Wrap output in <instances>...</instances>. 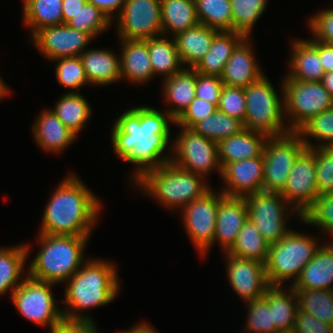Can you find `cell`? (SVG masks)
Segmentation results:
<instances>
[{
	"mask_svg": "<svg viewBox=\"0 0 333 333\" xmlns=\"http://www.w3.org/2000/svg\"><path fill=\"white\" fill-rule=\"evenodd\" d=\"M219 30L198 24L174 36L182 65L194 68L207 54Z\"/></svg>",
	"mask_w": 333,
	"mask_h": 333,
	"instance_id": "obj_28",
	"label": "cell"
},
{
	"mask_svg": "<svg viewBox=\"0 0 333 333\" xmlns=\"http://www.w3.org/2000/svg\"><path fill=\"white\" fill-rule=\"evenodd\" d=\"M31 38L35 47L51 61L80 56L93 39L89 34L67 24L41 28Z\"/></svg>",
	"mask_w": 333,
	"mask_h": 333,
	"instance_id": "obj_16",
	"label": "cell"
},
{
	"mask_svg": "<svg viewBox=\"0 0 333 333\" xmlns=\"http://www.w3.org/2000/svg\"><path fill=\"white\" fill-rule=\"evenodd\" d=\"M244 38L239 32L219 31L207 54L193 69L200 74L221 77L233 50Z\"/></svg>",
	"mask_w": 333,
	"mask_h": 333,
	"instance_id": "obj_29",
	"label": "cell"
},
{
	"mask_svg": "<svg viewBox=\"0 0 333 333\" xmlns=\"http://www.w3.org/2000/svg\"><path fill=\"white\" fill-rule=\"evenodd\" d=\"M98 198L78 176L66 175L43 211L39 233L90 236L102 208Z\"/></svg>",
	"mask_w": 333,
	"mask_h": 333,
	"instance_id": "obj_2",
	"label": "cell"
},
{
	"mask_svg": "<svg viewBox=\"0 0 333 333\" xmlns=\"http://www.w3.org/2000/svg\"><path fill=\"white\" fill-rule=\"evenodd\" d=\"M87 0H62L63 24H67L83 8Z\"/></svg>",
	"mask_w": 333,
	"mask_h": 333,
	"instance_id": "obj_55",
	"label": "cell"
},
{
	"mask_svg": "<svg viewBox=\"0 0 333 333\" xmlns=\"http://www.w3.org/2000/svg\"><path fill=\"white\" fill-rule=\"evenodd\" d=\"M224 254L227 256V278L237 295L245 303L262 298L270 286L266 277L265 263L239 258L226 252Z\"/></svg>",
	"mask_w": 333,
	"mask_h": 333,
	"instance_id": "obj_17",
	"label": "cell"
},
{
	"mask_svg": "<svg viewBox=\"0 0 333 333\" xmlns=\"http://www.w3.org/2000/svg\"><path fill=\"white\" fill-rule=\"evenodd\" d=\"M296 132L300 135L306 148L333 146V106L311 117ZM308 137L309 139L314 138L317 144L310 142Z\"/></svg>",
	"mask_w": 333,
	"mask_h": 333,
	"instance_id": "obj_38",
	"label": "cell"
},
{
	"mask_svg": "<svg viewBox=\"0 0 333 333\" xmlns=\"http://www.w3.org/2000/svg\"><path fill=\"white\" fill-rule=\"evenodd\" d=\"M217 110V106L204 99L195 97L190 105L175 120V125L191 128L195 123L211 116Z\"/></svg>",
	"mask_w": 333,
	"mask_h": 333,
	"instance_id": "obj_48",
	"label": "cell"
},
{
	"mask_svg": "<svg viewBox=\"0 0 333 333\" xmlns=\"http://www.w3.org/2000/svg\"><path fill=\"white\" fill-rule=\"evenodd\" d=\"M195 6L200 24L219 31H233L230 0H196Z\"/></svg>",
	"mask_w": 333,
	"mask_h": 333,
	"instance_id": "obj_39",
	"label": "cell"
},
{
	"mask_svg": "<svg viewBox=\"0 0 333 333\" xmlns=\"http://www.w3.org/2000/svg\"><path fill=\"white\" fill-rule=\"evenodd\" d=\"M289 60L291 80L303 82L321 81L325 71L319 58L318 49L308 39H294L291 43Z\"/></svg>",
	"mask_w": 333,
	"mask_h": 333,
	"instance_id": "obj_27",
	"label": "cell"
},
{
	"mask_svg": "<svg viewBox=\"0 0 333 333\" xmlns=\"http://www.w3.org/2000/svg\"><path fill=\"white\" fill-rule=\"evenodd\" d=\"M114 266L106 260L88 258L66 281L64 299L61 301L66 304V308L62 309L65 320L95 324L89 315L84 314V310L106 305L118 295L120 283Z\"/></svg>",
	"mask_w": 333,
	"mask_h": 333,
	"instance_id": "obj_3",
	"label": "cell"
},
{
	"mask_svg": "<svg viewBox=\"0 0 333 333\" xmlns=\"http://www.w3.org/2000/svg\"><path fill=\"white\" fill-rule=\"evenodd\" d=\"M190 129L218 143L222 139L238 134L244 127L238 119L216 110L211 116L195 123Z\"/></svg>",
	"mask_w": 333,
	"mask_h": 333,
	"instance_id": "obj_40",
	"label": "cell"
},
{
	"mask_svg": "<svg viewBox=\"0 0 333 333\" xmlns=\"http://www.w3.org/2000/svg\"><path fill=\"white\" fill-rule=\"evenodd\" d=\"M224 197L223 192L215 193L210 189L182 208L181 217L185 232L203 257L214 246L217 210Z\"/></svg>",
	"mask_w": 333,
	"mask_h": 333,
	"instance_id": "obj_13",
	"label": "cell"
},
{
	"mask_svg": "<svg viewBox=\"0 0 333 333\" xmlns=\"http://www.w3.org/2000/svg\"><path fill=\"white\" fill-rule=\"evenodd\" d=\"M233 31L250 37L251 31L267 8L268 0H230Z\"/></svg>",
	"mask_w": 333,
	"mask_h": 333,
	"instance_id": "obj_41",
	"label": "cell"
},
{
	"mask_svg": "<svg viewBox=\"0 0 333 333\" xmlns=\"http://www.w3.org/2000/svg\"><path fill=\"white\" fill-rule=\"evenodd\" d=\"M294 330L296 333H333V326L317 319L314 315L298 309Z\"/></svg>",
	"mask_w": 333,
	"mask_h": 333,
	"instance_id": "obj_51",
	"label": "cell"
},
{
	"mask_svg": "<svg viewBox=\"0 0 333 333\" xmlns=\"http://www.w3.org/2000/svg\"><path fill=\"white\" fill-rule=\"evenodd\" d=\"M275 333H296L294 329L279 330Z\"/></svg>",
	"mask_w": 333,
	"mask_h": 333,
	"instance_id": "obj_59",
	"label": "cell"
},
{
	"mask_svg": "<svg viewBox=\"0 0 333 333\" xmlns=\"http://www.w3.org/2000/svg\"><path fill=\"white\" fill-rule=\"evenodd\" d=\"M169 122L175 124L166 111L142 105L126 110L113 124L114 152L121 160L136 165L132 182L171 161V154L164 153L171 136Z\"/></svg>",
	"mask_w": 333,
	"mask_h": 333,
	"instance_id": "obj_1",
	"label": "cell"
},
{
	"mask_svg": "<svg viewBox=\"0 0 333 333\" xmlns=\"http://www.w3.org/2000/svg\"><path fill=\"white\" fill-rule=\"evenodd\" d=\"M250 40L245 37L233 50L221 76L224 85L245 88L265 75L256 61Z\"/></svg>",
	"mask_w": 333,
	"mask_h": 333,
	"instance_id": "obj_19",
	"label": "cell"
},
{
	"mask_svg": "<svg viewBox=\"0 0 333 333\" xmlns=\"http://www.w3.org/2000/svg\"><path fill=\"white\" fill-rule=\"evenodd\" d=\"M112 51L87 49L80 55L90 85H109L122 80L120 56Z\"/></svg>",
	"mask_w": 333,
	"mask_h": 333,
	"instance_id": "obj_25",
	"label": "cell"
},
{
	"mask_svg": "<svg viewBox=\"0 0 333 333\" xmlns=\"http://www.w3.org/2000/svg\"><path fill=\"white\" fill-rule=\"evenodd\" d=\"M306 148L297 132L268 137L264 149L262 191L281 193L287 183L293 164Z\"/></svg>",
	"mask_w": 333,
	"mask_h": 333,
	"instance_id": "obj_9",
	"label": "cell"
},
{
	"mask_svg": "<svg viewBox=\"0 0 333 333\" xmlns=\"http://www.w3.org/2000/svg\"><path fill=\"white\" fill-rule=\"evenodd\" d=\"M248 219V207L244 198L225 196L217 210L214 243L227 252L235 243L238 233Z\"/></svg>",
	"mask_w": 333,
	"mask_h": 333,
	"instance_id": "obj_20",
	"label": "cell"
},
{
	"mask_svg": "<svg viewBox=\"0 0 333 333\" xmlns=\"http://www.w3.org/2000/svg\"><path fill=\"white\" fill-rule=\"evenodd\" d=\"M29 244L0 248V295L11 290L12 292L22 283L28 253ZM21 280V281H20ZM20 281V282H19Z\"/></svg>",
	"mask_w": 333,
	"mask_h": 333,
	"instance_id": "obj_31",
	"label": "cell"
},
{
	"mask_svg": "<svg viewBox=\"0 0 333 333\" xmlns=\"http://www.w3.org/2000/svg\"><path fill=\"white\" fill-rule=\"evenodd\" d=\"M53 61L56 62L57 81L63 87L72 89L68 93H78L83 85H88L89 82L80 56L63 57Z\"/></svg>",
	"mask_w": 333,
	"mask_h": 333,
	"instance_id": "obj_42",
	"label": "cell"
},
{
	"mask_svg": "<svg viewBox=\"0 0 333 333\" xmlns=\"http://www.w3.org/2000/svg\"><path fill=\"white\" fill-rule=\"evenodd\" d=\"M263 168V154L259 157L225 164L222 167L221 179L226 186L221 189V192L227 197L244 198L262 191Z\"/></svg>",
	"mask_w": 333,
	"mask_h": 333,
	"instance_id": "obj_18",
	"label": "cell"
},
{
	"mask_svg": "<svg viewBox=\"0 0 333 333\" xmlns=\"http://www.w3.org/2000/svg\"><path fill=\"white\" fill-rule=\"evenodd\" d=\"M181 130L172 144L171 161L180 169L206 177L213 171L221 176L217 142L205 138L190 128ZM173 155V156H172ZM212 170V171H211Z\"/></svg>",
	"mask_w": 333,
	"mask_h": 333,
	"instance_id": "obj_12",
	"label": "cell"
},
{
	"mask_svg": "<svg viewBox=\"0 0 333 333\" xmlns=\"http://www.w3.org/2000/svg\"><path fill=\"white\" fill-rule=\"evenodd\" d=\"M269 246L256 225L248 218L240 229L235 243L226 253L266 263Z\"/></svg>",
	"mask_w": 333,
	"mask_h": 333,
	"instance_id": "obj_36",
	"label": "cell"
},
{
	"mask_svg": "<svg viewBox=\"0 0 333 333\" xmlns=\"http://www.w3.org/2000/svg\"><path fill=\"white\" fill-rule=\"evenodd\" d=\"M301 221L333 236V193L319 195L303 213Z\"/></svg>",
	"mask_w": 333,
	"mask_h": 333,
	"instance_id": "obj_43",
	"label": "cell"
},
{
	"mask_svg": "<svg viewBox=\"0 0 333 333\" xmlns=\"http://www.w3.org/2000/svg\"><path fill=\"white\" fill-rule=\"evenodd\" d=\"M51 333H99L96 324L63 319L50 328Z\"/></svg>",
	"mask_w": 333,
	"mask_h": 333,
	"instance_id": "obj_52",
	"label": "cell"
},
{
	"mask_svg": "<svg viewBox=\"0 0 333 333\" xmlns=\"http://www.w3.org/2000/svg\"><path fill=\"white\" fill-rule=\"evenodd\" d=\"M22 283L12 292L11 299L16 309L29 321L40 326L53 327L64 317L57 307L52 287L56 284L40 281L28 274Z\"/></svg>",
	"mask_w": 333,
	"mask_h": 333,
	"instance_id": "obj_10",
	"label": "cell"
},
{
	"mask_svg": "<svg viewBox=\"0 0 333 333\" xmlns=\"http://www.w3.org/2000/svg\"><path fill=\"white\" fill-rule=\"evenodd\" d=\"M162 80L164 99L172 105L166 112L176 120L195 98L196 71L184 67L180 72Z\"/></svg>",
	"mask_w": 333,
	"mask_h": 333,
	"instance_id": "obj_26",
	"label": "cell"
},
{
	"mask_svg": "<svg viewBox=\"0 0 333 333\" xmlns=\"http://www.w3.org/2000/svg\"><path fill=\"white\" fill-rule=\"evenodd\" d=\"M324 88L333 97V71L327 72L323 75L321 80Z\"/></svg>",
	"mask_w": 333,
	"mask_h": 333,
	"instance_id": "obj_57",
	"label": "cell"
},
{
	"mask_svg": "<svg viewBox=\"0 0 333 333\" xmlns=\"http://www.w3.org/2000/svg\"><path fill=\"white\" fill-rule=\"evenodd\" d=\"M23 21L31 37L41 28L63 24L62 0H23Z\"/></svg>",
	"mask_w": 333,
	"mask_h": 333,
	"instance_id": "obj_34",
	"label": "cell"
},
{
	"mask_svg": "<svg viewBox=\"0 0 333 333\" xmlns=\"http://www.w3.org/2000/svg\"><path fill=\"white\" fill-rule=\"evenodd\" d=\"M309 28L316 40L333 45V9H325L308 19Z\"/></svg>",
	"mask_w": 333,
	"mask_h": 333,
	"instance_id": "obj_49",
	"label": "cell"
},
{
	"mask_svg": "<svg viewBox=\"0 0 333 333\" xmlns=\"http://www.w3.org/2000/svg\"><path fill=\"white\" fill-rule=\"evenodd\" d=\"M280 194L301 216L320 195L316 178L315 148H305L299 154Z\"/></svg>",
	"mask_w": 333,
	"mask_h": 333,
	"instance_id": "obj_15",
	"label": "cell"
},
{
	"mask_svg": "<svg viewBox=\"0 0 333 333\" xmlns=\"http://www.w3.org/2000/svg\"><path fill=\"white\" fill-rule=\"evenodd\" d=\"M204 181L205 177L202 175L180 169L169 162L147 172L135 184L144 195L155 198L164 207L174 211L176 208L182 210L208 192L211 188Z\"/></svg>",
	"mask_w": 333,
	"mask_h": 333,
	"instance_id": "obj_5",
	"label": "cell"
},
{
	"mask_svg": "<svg viewBox=\"0 0 333 333\" xmlns=\"http://www.w3.org/2000/svg\"><path fill=\"white\" fill-rule=\"evenodd\" d=\"M274 88L265 75L244 88L246 99L244 128L267 137L291 132L284 120L283 97L280 99Z\"/></svg>",
	"mask_w": 333,
	"mask_h": 333,
	"instance_id": "obj_7",
	"label": "cell"
},
{
	"mask_svg": "<svg viewBox=\"0 0 333 333\" xmlns=\"http://www.w3.org/2000/svg\"><path fill=\"white\" fill-rule=\"evenodd\" d=\"M267 138L262 133L244 128L238 134L222 139L217 143L221 167L230 162L261 156Z\"/></svg>",
	"mask_w": 333,
	"mask_h": 333,
	"instance_id": "obj_24",
	"label": "cell"
},
{
	"mask_svg": "<svg viewBox=\"0 0 333 333\" xmlns=\"http://www.w3.org/2000/svg\"><path fill=\"white\" fill-rule=\"evenodd\" d=\"M333 239L321 245L291 286L294 289L333 291Z\"/></svg>",
	"mask_w": 333,
	"mask_h": 333,
	"instance_id": "obj_22",
	"label": "cell"
},
{
	"mask_svg": "<svg viewBox=\"0 0 333 333\" xmlns=\"http://www.w3.org/2000/svg\"><path fill=\"white\" fill-rule=\"evenodd\" d=\"M125 1L126 0H87V3L94 5L104 13L111 22H114V18L116 19L122 12Z\"/></svg>",
	"mask_w": 333,
	"mask_h": 333,
	"instance_id": "obj_53",
	"label": "cell"
},
{
	"mask_svg": "<svg viewBox=\"0 0 333 333\" xmlns=\"http://www.w3.org/2000/svg\"><path fill=\"white\" fill-rule=\"evenodd\" d=\"M298 309L333 326V291L295 289Z\"/></svg>",
	"mask_w": 333,
	"mask_h": 333,
	"instance_id": "obj_37",
	"label": "cell"
},
{
	"mask_svg": "<svg viewBox=\"0 0 333 333\" xmlns=\"http://www.w3.org/2000/svg\"><path fill=\"white\" fill-rule=\"evenodd\" d=\"M119 333H158V332L152 325H150V323L148 324L147 322H142L140 324L137 323L135 326H133V328L131 327L129 330L127 329Z\"/></svg>",
	"mask_w": 333,
	"mask_h": 333,
	"instance_id": "obj_56",
	"label": "cell"
},
{
	"mask_svg": "<svg viewBox=\"0 0 333 333\" xmlns=\"http://www.w3.org/2000/svg\"><path fill=\"white\" fill-rule=\"evenodd\" d=\"M163 36L173 37L199 24L195 2L189 0H161Z\"/></svg>",
	"mask_w": 333,
	"mask_h": 333,
	"instance_id": "obj_32",
	"label": "cell"
},
{
	"mask_svg": "<svg viewBox=\"0 0 333 333\" xmlns=\"http://www.w3.org/2000/svg\"><path fill=\"white\" fill-rule=\"evenodd\" d=\"M121 42V78L135 84L147 83L153 78L147 42L145 40L119 39Z\"/></svg>",
	"mask_w": 333,
	"mask_h": 333,
	"instance_id": "obj_23",
	"label": "cell"
},
{
	"mask_svg": "<svg viewBox=\"0 0 333 333\" xmlns=\"http://www.w3.org/2000/svg\"><path fill=\"white\" fill-rule=\"evenodd\" d=\"M36 144L45 152L60 153L71 145L77 135L67 128L51 109L41 111L32 126Z\"/></svg>",
	"mask_w": 333,
	"mask_h": 333,
	"instance_id": "obj_21",
	"label": "cell"
},
{
	"mask_svg": "<svg viewBox=\"0 0 333 333\" xmlns=\"http://www.w3.org/2000/svg\"><path fill=\"white\" fill-rule=\"evenodd\" d=\"M281 88L285 121H288L290 131L296 132L311 117L333 106V97L321 81L303 82L285 75Z\"/></svg>",
	"mask_w": 333,
	"mask_h": 333,
	"instance_id": "obj_8",
	"label": "cell"
},
{
	"mask_svg": "<svg viewBox=\"0 0 333 333\" xmlns=\"http://www.w3.org/2000/svg\"><path fill=\"white\" fill-rule=\"evenodd\" d=\"M10 90L8 89L7 85L4 84V81L2 80V78L0 77V100L4 97H6L7 95H9Z\"/></svg>",
	"mask_w": 333,
	"mask_h": 333,
	"instance_id": "obj_58",
	"label": "cell"
},
{
	"mask_svg": "<svg viewBox=\"0 0 333 333\" xmlns=\"http://www.w3.org/2000/svg\"><path fill=\"white\" fill-rule=\"evenodd\" d=\"M315 163L319 194L333 193V146L315 148Z\"/></svg>",
	"mask_w": 333,
	"mask_h": 333,
	"instance_id": "obj_47",
	"label": "cell"
},
{
	"mask_svg": "<svg viewBox=\"0 0 333 333\" xmlns=\"http://www.w3.org/2000/svg\"><path fill=\"white\" fill-rule=\"evenodd\" d=\"M317 49L325 73L333 71V45L319 40L308 39Z\"/></svg>",
	"mask_w": 333,
	"mask_h": 333,
	"instance_id": "obj_54",
	"label": "cell"
},
{
	"mask_svg": "<svg viewBox=\"0 0 333 333\" xmlns=\"http://www.w3.org/2000/svg\"><path fill=\"white\" fill-rule=\"evenodd\" d=\"M246 305L248 313L244 331L247 333H275L278 331L275 323L272 322V310L263 297L246 302Z\"/></svg>",
	"mask_w": 333,
	"mask_h": 333,
	"instance_id": "obj_45",
	"label": "cell"
},
{
	"mask_svg": "<svg viewBox=\"0 0 333 333\" xmlns=\"http://www.w3.org/2000/svg\"><path fill=\"white\" fill-rule=\"evenodd\" d=\"M244 199L248 207V218L269 245L277 243L291 230L286 227L288 210L301 220V215L280 193L260 191L247 195Z\"/></svg>",
	"mask_w": 333,
	"mask_h": 333,
	"instance_id": "obj_11",
	"label": "cell"
},
{
	"mask_svg": "<svg viewBox=\"0 0 333 333\" xmlns=\"http://www.w3.org/2000/svg\"><path fill=\"white\" fill-rule=\"evenodd\" d=\"M224 84L221 77L204 75L196 72L195 97L204 99L218 106Z\"/></svg>",
	"mask_w": 333,
	"mask_h": 333,
	"instance_id": "obj_50",
	"label": "cell"
},
{
	"mask_svg": "<svg viewBox=\"0 0 333 333\" xmlns=\"http://www.w3.org/2000/svg\"><path fill=\"white\" fill-rule=\"evenodd\" d=\"M115 20L119 39L146 40L163 35L161 0H126Z\"/></svg>",
	"mask_w": 333,
	"mask_h": 333,
	"instance_id": "obj_14",
	"label": "cell"
},
{
	"mask_svg": "<svg viewBox=\"0 0 333 333\" xmlns=\"http://www.w3.org/2000/svg\"><path fill=\"white\" fill-rule=\"evenodd\" d=\"M91 108L85 97L78 92L63 94L55 108L50 109L67 128L78 135L91 118Z\"/></svg>",
	"mask_w": 333,
	"mask_h": 333,
	"instance_id": "obj_35",
	"label": "cell"
},
{
	"mask_svg": "<svg viewBox=\"0 0 333 333\" xmlns=\"http://www.w3.org/2000/svg\"><path fill=\"white\" fill-rule=\"evenodd\" d=\"M112 22L94 5L86 3L67 25L89 34L93 39L111 26Z\"/></svg>",
	"mask_w": 333,
	"mask_h": 333,
	"instance_id": "obj_44",
	"label": "cell"
},
{
	"mask_svg": "<svg viewBox=\"0 0 333 333\" xmlns=\"http://www.w3.org/2000/svg\"><path fill=\"white\" fill-rule=\"evenodd\" d=\"M41 248L26 273L37 280L66 283L85 262L84 251L90 236L40 234Z\"/></svg>",
	"mask_w": 333,
	"mask_h": 333,
	"instance_id": "obj_4",
	"label": "cell"
},
{
	"mask_svg": "<svg viewBox=\"0 0 333 333\" xmlns=\"http://www.w3.org/2000/svg\"><path fill=\"white\" fill-rule=\"evenodd\" d=\"M283 287L284 285H270L263 296L272 310V322L278 331L294 329L298 311L295 289L291 285L289 288Z\"/></svg>",
	"mask_w": 333,
	"mask_h": 333,
	"instance_id": "obj_30",
	"label": "cell"
},
{
	"mask_svg": "<svg viewBox=\"0 0 333 333\" xmlns=\"http://www.w3.org/2000/svg\"><path fill=\"white\" fill-rule=\"evenodd\" d=\"M172 39L160 35L145 40L154 76L160 74L165 79L183 69L174 37Z\"/></svg>",
	"mask_w": 333,
	"mask_h": 333,
	"instance_id": "obj_33",
	"label": "cell"
},
{
	"mask_svg": "<svg viewBox=\"0 0 333 333\" xmlns=\"http://www.w3.org/2000/svg\"><path fill=\"white\" fill-rule=\"evenodd\" d=\"M217 110L236 118L244 124L246 116V99L243 87L224 85Z\"/></svg>",
	"mask_w": 333,
	"mask_h": 333,
	"instance_id": "obj_46",
	"label": "cell"
},
{
	"mask_svg": "<svg viewBox=\"0 0 333 333\" xmlns=\"http://www.w3.org/2000/svg\"><path fill=\"white\" fill-rule=\"evenodd\" d=\"M297 232L291 229L277 243L269 246L265 263L269 285H283L290 279L293 280L291 284L294 283L320 248L317 237Z\"/></svg>",
	"mask_w": 333,
	"mask_h": 333,
	"instance_id": "obj_6",
	"label": "cell"
}]
</instances>
